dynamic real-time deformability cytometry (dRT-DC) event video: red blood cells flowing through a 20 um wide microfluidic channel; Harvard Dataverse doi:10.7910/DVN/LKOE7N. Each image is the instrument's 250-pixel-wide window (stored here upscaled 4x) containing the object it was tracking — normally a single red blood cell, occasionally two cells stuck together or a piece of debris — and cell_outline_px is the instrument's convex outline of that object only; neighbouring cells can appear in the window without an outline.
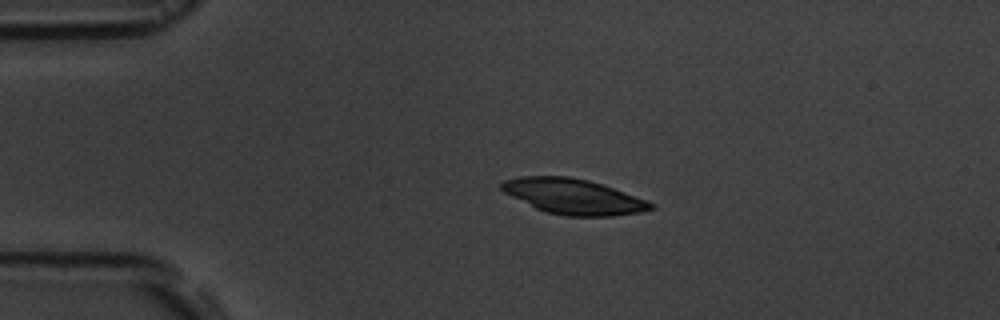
{"species": "common noctule bat (a hibernating species)", "species_latin": "Nyctalus noctula", "temperature_condition": "room temperature", "stored_images_in_passage": 4, "camera_frame_rate_fps": 3000, "um_per_image_px": 0.085, "animal": {"sex": "male", "body_mass_g": 19.5, "forearm_length_mm": 54.6}, "frame": {"image": 1, "passage_image": 3, "time_ms": 2.333, "image_size_px": [1000, 320], "cell_outline_px": [[656, 208], [640, 212], [612, 216], [564, 216], [548, 212], [536, 208], [504, 192], [500, 188], [500, 184], [504, 180], [520, 176], [568, 176], [588, 180], [612, 188], [656, 204]], "centroid_in_image_um": [48.73, 16.7], "position_along_channel_um": 36.3, "area_um2": 30.35}}